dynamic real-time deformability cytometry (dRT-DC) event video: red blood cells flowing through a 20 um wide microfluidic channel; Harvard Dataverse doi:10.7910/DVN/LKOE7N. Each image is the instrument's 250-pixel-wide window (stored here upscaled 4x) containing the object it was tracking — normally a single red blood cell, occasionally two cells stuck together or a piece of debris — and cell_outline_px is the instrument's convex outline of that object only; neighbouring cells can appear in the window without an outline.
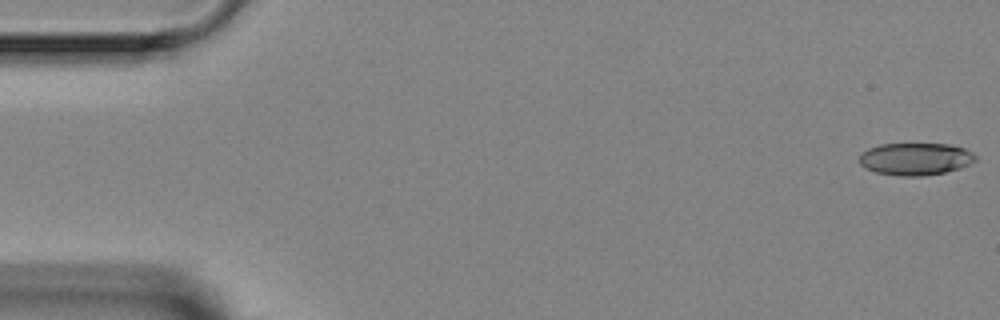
{"species": "Egyptian fruit bat (a non-hibernating species)", "species_latin": "Rousettus aegyptiacus", "temperature_condition": "room temperature", "stored_images_in_passage": 6, "camera_frame_rate_fps": 3000, "um_per_image_px": 0.085, "animal": {"sex": "female"}, "frame": {"image": 1, "passage_image": 1, "time_ms": 0.0, "image_size_px": [1000, 320], "cell_outline_px": [[976, 160], [960, 168], [944, 172], [920, 176], [900, 176], [876, 172], [864, 168], [860, 164], [860, 152], [868, 148], [880, 144], [948, 144], [964, 148], [972, 152], [976, 156]], "centroid_in_image_um": [77.78, 13.5], "position_along_channel_um": 7.2, "area_um2": 21.85}}
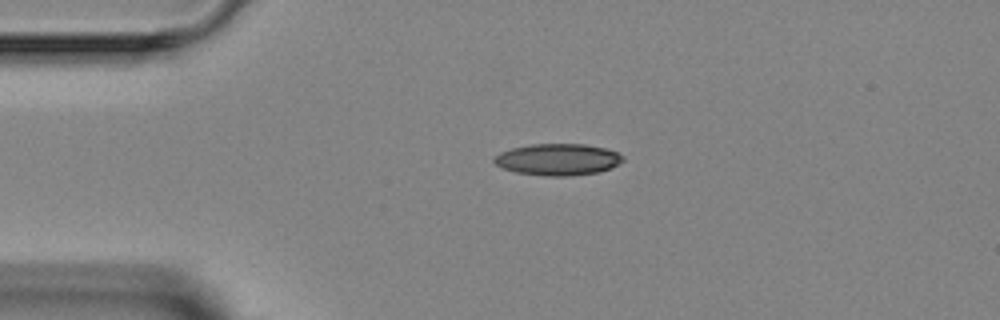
{"frame": {"image": 2, "passage_image": 4, "time_ms": 3.333, "image_size_px": [1000, 320], "cell_outline_px": [[624, 160], [612, 168], [596, 172], [568, 176], [544, 176], [516, 172], [504, 168], [496, 164], [492, 160], [500, 152], [512, 148], [532, 144], [584, 144], [608, 148], [624, 156]], "centroid_in_image_um": [47.44, 13.55], "position_along_channel_um": 37.6, "area_um2": 23.7}}